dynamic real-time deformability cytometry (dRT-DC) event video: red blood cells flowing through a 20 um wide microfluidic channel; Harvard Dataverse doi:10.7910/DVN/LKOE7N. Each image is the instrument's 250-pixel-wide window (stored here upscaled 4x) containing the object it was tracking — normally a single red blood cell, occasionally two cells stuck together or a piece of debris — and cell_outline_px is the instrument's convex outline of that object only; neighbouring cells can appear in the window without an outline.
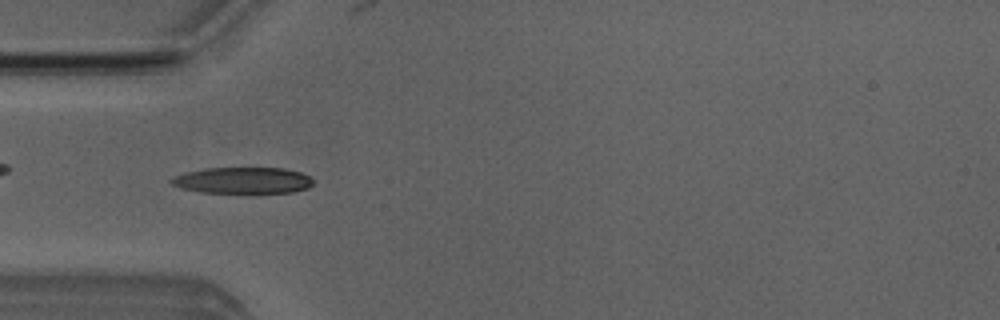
{"species": "Egyptian fruit bat (a non-hibernating species)", "species_latin": "Rousettus aegyptiacus", "temperature_condition": "room temperature", "stored_images_in_passage": 4, "camera_frame_rate_fps": 3000, "um_per_image_px": 0.085, "animal": {"sex": "male"}, "frame": {"image": 1, "passage_image": 3, "time_ms": 3.333, "image_size_px": [1000, 320], "cell_outline_px": [[312, 184], [308, 188], [292, 192], [200, 192], [180, 188], [172, 184], [168, 180], [184, 172], [208, 168], [284, 168], [300, 172], [312, 176]], "centroid_in_image_um": [20.64, 15.32], "position_along_channel_um": 64.4, "area_um2": 21.62}}